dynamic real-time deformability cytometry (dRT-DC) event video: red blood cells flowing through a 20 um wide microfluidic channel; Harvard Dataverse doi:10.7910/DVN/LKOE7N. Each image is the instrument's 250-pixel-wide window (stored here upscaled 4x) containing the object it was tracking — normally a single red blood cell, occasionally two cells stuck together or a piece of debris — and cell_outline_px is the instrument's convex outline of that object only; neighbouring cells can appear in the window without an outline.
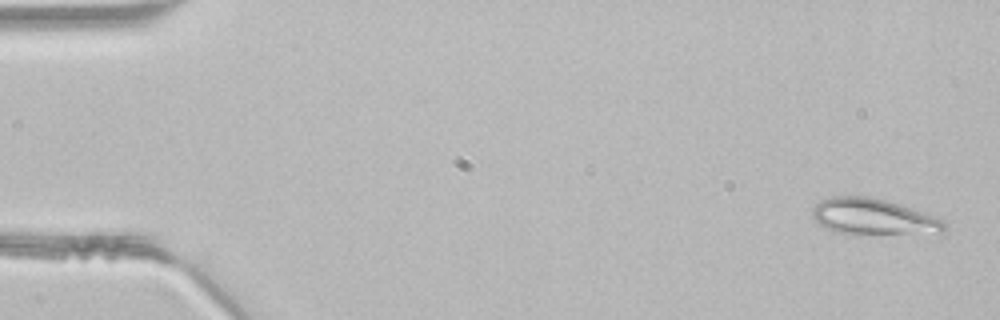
{"species": "common noctule bat (a hibernating species)", "species_latin": "Nyctalus noctula", "temperature_condition": "room temperature", "stored_images_in_passage": 45, "camera_frame_rate_fps": 3000, "um_per_image_px": 0.085, "animal": {"sex": "male", "body_mass_g": 21.5, "forearm_length_mm": 52.0}, "frame": {"image": 1, "passage_image": 1, "time_ms": 0.0, "image_size_px": [1000, 320], "cell_outline_px": [[948, 224], [944, 232], [856, 236], [836, 232], [820, 224], [812, 216], [812, 208], [820, 200], [832, 196], [868, 196], [884, 200], [944, 220]], "centroid_in_image_um": [74.19, 18.46], "position_along_channel_um": 10.8, "area_um2": 27.98}}
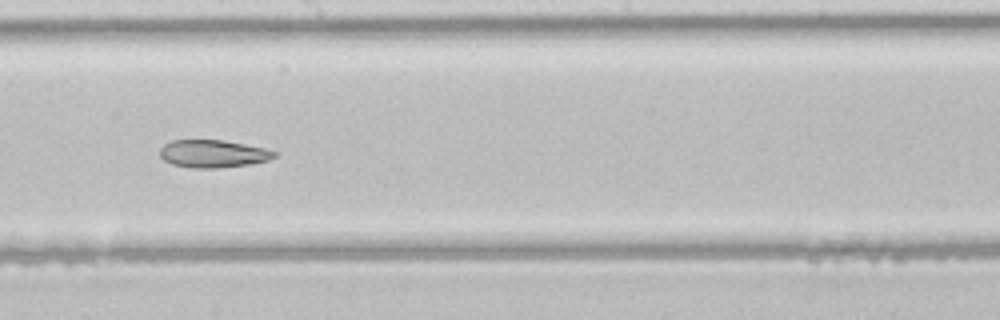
{"frame": {"image": 2, "passage_image": 25, "time_ms": 8.0, "image_size_px": [1000, 320], "cell_outline_px": [[276, 156], [268, 160], [248, 164], [220, 168], [192, 168], [172, 164], [164, 160], [160, 156], [160, 148], [164, 144], [172, 140], [224, 140], [264, 148], [276, 152]], "centroid_in_image_um": [18.08, 13.06], "position_along_channel_um": 230.1, "area_um2": 18.38}}
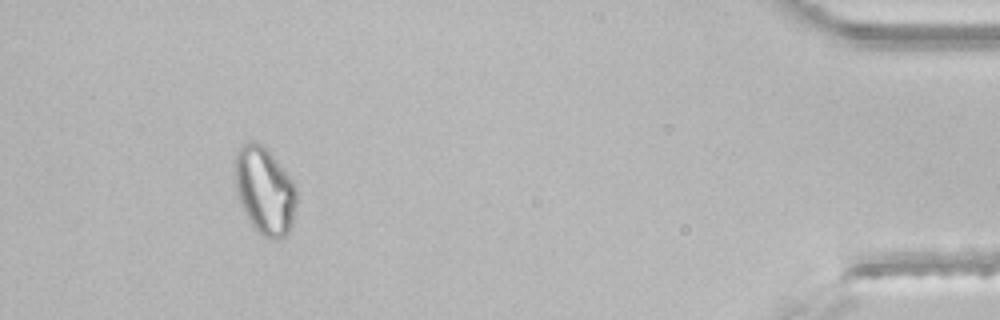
{"frame": {"image": 3, "passage_image": 42, "time_ms": 13.667, "image_size_px": [1000, 320], "cell_outline_px": [[296, 204], [292, 224], [288, 232], [284, 236], [276, 240], [272, 240], [264, 236], [252, 224], [244, 212], [240, 204], [232, 164], [236, 152], [240, 144], [252, 140], [260, 144], [272, 156], [292, 180], [296, 188]], "centroid_in_image_um": [22.46, 16.19], "position_along_channel_um": 412.7, "area_um2": 31.21}}